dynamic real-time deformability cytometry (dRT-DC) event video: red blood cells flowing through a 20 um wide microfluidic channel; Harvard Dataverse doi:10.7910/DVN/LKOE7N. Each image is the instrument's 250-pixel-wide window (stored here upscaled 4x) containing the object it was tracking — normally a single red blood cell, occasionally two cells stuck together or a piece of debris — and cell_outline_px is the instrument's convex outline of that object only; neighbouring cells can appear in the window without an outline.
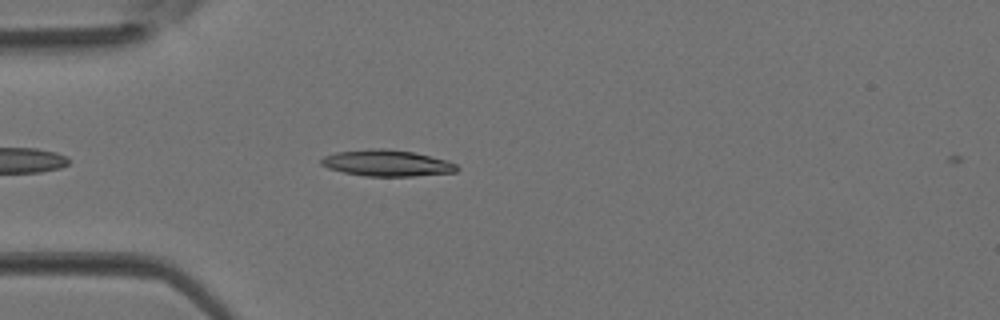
{"species": "Egyptian fruit bat (a non-hibernating species)", "species_latin": "Rousettus aegyptiacus", "temperature_condition": "room temperature", "stored_images_in_passage": 1, "camera_frame_rate_fps": 3000, "um_per_image_px": 0.085, "animal": {"sex": "female"}, "frame": {"image": 1, "passage_image": 1, "time_ms": 0.0, "image_size_px": [1000, 320], "cell_outline_px": [[460, 168], [456, 172], [412, 176], [364, 176], [344, 172], [328, 168], [320, 164], [320, 160], [324, 156], [336, 152], [372, 148], [384, 148], [412, 152], [448, 160], [456, 164]], "centroid_in_image_um": [32.89, 13.86], "position_along_channel_um": 52.1, "area_um2": 20.81}}